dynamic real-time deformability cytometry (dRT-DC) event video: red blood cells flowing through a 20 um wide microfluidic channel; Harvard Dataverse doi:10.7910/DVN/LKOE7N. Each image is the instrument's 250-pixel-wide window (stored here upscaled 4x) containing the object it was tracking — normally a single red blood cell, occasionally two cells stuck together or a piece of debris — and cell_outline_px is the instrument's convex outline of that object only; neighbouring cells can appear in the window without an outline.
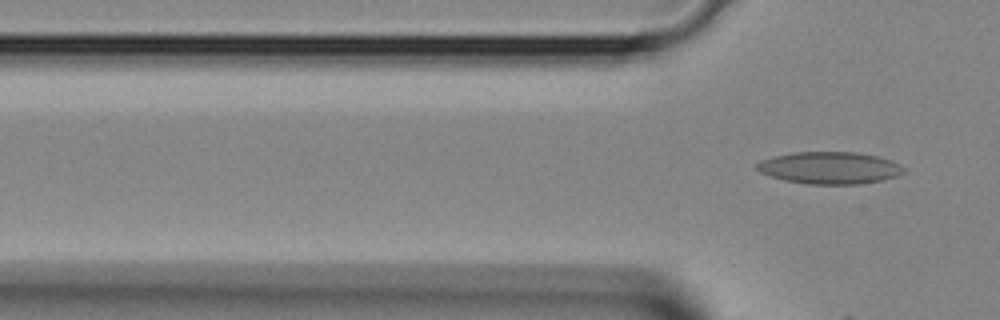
{"species": "Egyptian fruit bat (a non-hibernating species)", "species_latin": "Rousettus aegyptiacus", "temperature_condition": "room temperature", "stored_images_in_passage": 4, "segment_of_instrument_passage": [2, 2], "camera_frame_rate_fps": 3000, "um_per_image_px": 0.085, "animal": {"sex": "female"}, "frame": {"image": 1, "passage_image": 4, "time_ms": 1.0, "image_size_px": [1000, 320], "cell_outline_px": [[904, 172], [896, 176], [880, 180], [856, 184], [808, 184], [784, 180], [760, 172], [756, 168], [756, 164], [760, 160], [792, 152], [856, 152], [876, 156], [900, 164], [904, 168]], "centroid_in_image_um": [70.49, 14.26], "position_along_channel_um": 55.3, "area_um2": 27.17}}